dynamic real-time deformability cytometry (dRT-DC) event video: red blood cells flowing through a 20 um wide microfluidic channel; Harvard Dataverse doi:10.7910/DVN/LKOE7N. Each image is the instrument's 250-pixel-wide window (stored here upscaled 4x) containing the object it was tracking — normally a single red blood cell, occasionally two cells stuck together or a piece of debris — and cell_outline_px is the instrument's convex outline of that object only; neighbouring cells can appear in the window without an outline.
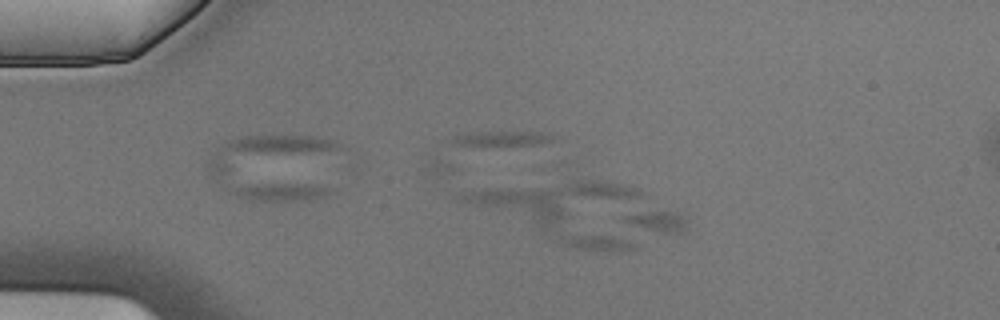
{"species": "Egyptian fruit bat (a non-hibernating species)", "species_latin": "Rousettus aegyptiacus", "temperature_condition": "cold", "stored_images_in_passage": 2, "camera_frame_rate_fps": 3000, "um_per_image_px": 0.085, "animal": {"sex": "male"}, "frame": {"image": 1, "passage_image": 1, "time_ms": 0.0, "image_size_px": [1000, 320], "cell_outline_px": [[336, 192], [324, 196], [308, 200], [272, 204], [252, 200], [228, 192], [228, 184], [316, 184], [336, 188]], "centroid_in_image_um": [23.83, 16.33], "position_along_channel_um": 61.2, "area_um2": 11.56}}